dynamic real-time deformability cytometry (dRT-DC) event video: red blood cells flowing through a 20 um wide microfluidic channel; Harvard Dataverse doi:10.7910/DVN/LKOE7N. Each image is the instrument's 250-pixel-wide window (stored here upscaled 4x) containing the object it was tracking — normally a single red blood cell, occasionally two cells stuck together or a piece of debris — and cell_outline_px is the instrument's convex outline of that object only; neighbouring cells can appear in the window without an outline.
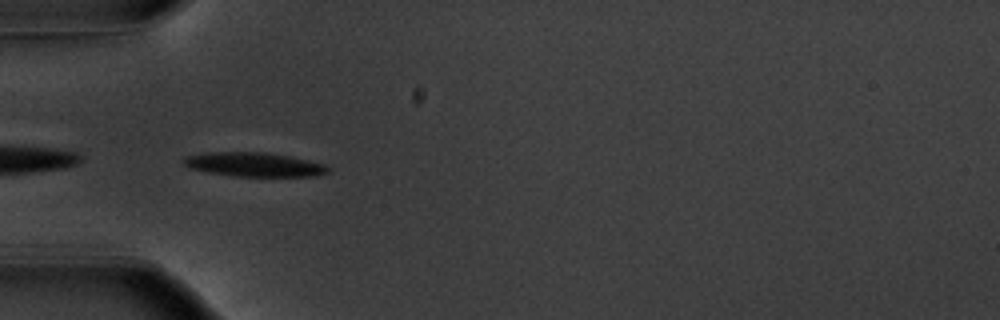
{"species": "common noctule bat (a hibernating species)", "species_latin": "Nyctalus noctula", "temperature_condition": "warm", "stored_images_in_passage": 19, "camera_frame_rate_fps": 3000, "um_per_image_px": 0.085, "animal": {"sex": "male", "body_mass_g": 20.1, "forearm_length_mm": 53.5}, "frame": {"image": 1, "passage_image": 1, "time_ms": 0.0, "image_size_px": [1000, 320], "cell_outline_px": [[328, 172], [316, 176], [232, 176], [208, 172], [192, 168], [184, 164], [184, 156], [204, 152], [264, 152], [288, 156], [308, 160], [324, 164], [328, 168]], "centroid_in_image_um": [21.57, 13.98], "position_along_channel_um": 63.4, "area_um2": 20.11}}